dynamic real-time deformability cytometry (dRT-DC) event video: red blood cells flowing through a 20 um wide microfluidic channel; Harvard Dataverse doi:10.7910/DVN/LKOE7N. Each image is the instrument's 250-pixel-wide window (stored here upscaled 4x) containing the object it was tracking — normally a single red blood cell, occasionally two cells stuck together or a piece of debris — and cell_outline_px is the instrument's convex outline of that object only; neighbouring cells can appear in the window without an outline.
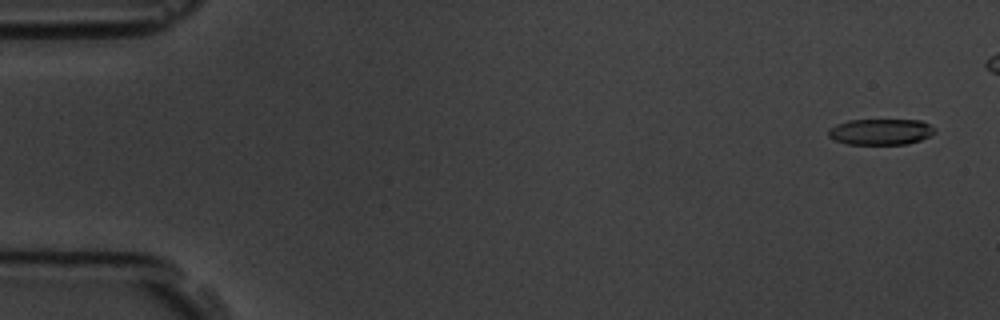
{"species": "common noctule bat (a hibernating species)", "species_latin": "Nyctalus noctula", "temperature_condition": "room temperature", "stored_images_in_passage": 7, "camera_frame_rate_fps": 3000, "um_per_image_px": 0.085, "animal": {"sex": "male", "body_mass_g": 19.5, "forearm_length_mm": 54.6}, "frame": {"image": 1, "passage_image": 1, "time_ms": 0.0, "image_size_px": [1000, 320], "cell_outline_px": [[936, 132], [920, 140], [908, 144], [848, 144], [836, 140], [828, 136], [828, 128], [836, 124], [848, 120], [920, 120], [936, 128]], "centroid_in_image_um": [74.85, 11.2], "position_along_channel_um": 10.1, "area_um2": 16.13}}
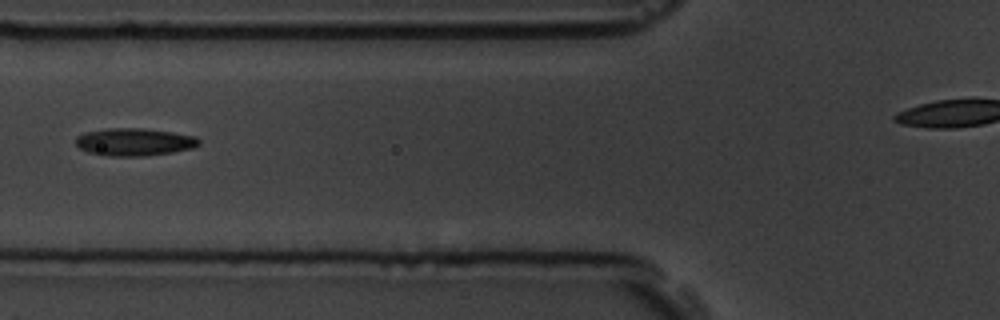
{"frame": {"image": 2, "passage_image": 7, "time_ms": 6.667, "image_size_px": [1000, 320], "cell_outline_px": [[200, 144], [192, 148], [172, 152], [144, 156], [112, 156], [88, 152], [80, 148], [76, 144], [76, 136], [84, 132], [108, 128], [140, 128], [172, 132], [196, 136], [200, 140]], "centroid_in_image_um": [11.42, 12.06], "position_along_channel_um": 114.4, "area_um2": 19.77}}